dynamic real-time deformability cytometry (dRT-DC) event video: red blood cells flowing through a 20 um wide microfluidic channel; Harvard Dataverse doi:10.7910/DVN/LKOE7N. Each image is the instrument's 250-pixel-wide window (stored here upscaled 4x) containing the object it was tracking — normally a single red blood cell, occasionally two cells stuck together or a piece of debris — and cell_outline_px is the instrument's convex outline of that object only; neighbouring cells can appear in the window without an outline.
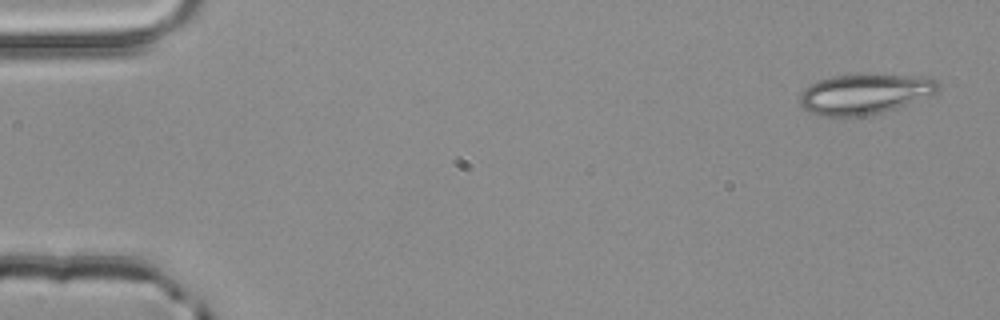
{"species": "common noctule bat (a hibernating species)", "species_latin": "Nyctalus noctula", "temperature_condition": "room temperature", "stored_images_in_passage": 3, "camera_frame_rate_fps": 3000, "um_per_image_px": 0.085, "animal": {"sex": "male", "body_mass_g": 20.4}, "frame": {"image": 1, "passage_image": 1, "time_ms": 0.0, "image_size_px": [1000, 320], "cell_outline_px": [[940, 88], [936, 92], [896, 108], [884, 112], [860, 116], [820, 116], [804, 108], [800, 104], [800, 96], [804, 88], [820, 80], [832, 76], [856, 72], [872, 72], [912, 76], [936, 80], [940, 84]], "centroid_in_image_um": [73.47, 7.95], "position_along_channel_um": 11.5, "area_um2": 32.77}}